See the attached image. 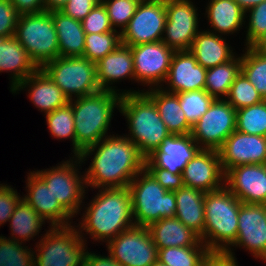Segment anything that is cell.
Masks as SVG:
<instances>
[{"mask_svg":"<svg viewBox=\"0 0 266 266\" xmlns=\"http://www.w3.org/2000/svg\"><path fill=\"white\" fill-rule=\"evenodd\" d=\"M204 197L205 192L185 185L175 191V217L197 233L202 242L205 221Z\"/></svg>","mask_w":266,"mask_h":266,"instance_id":"28","label":"cell"},{"mask_svg":"<svg viewBox=\"0 0 266 266\" xmlns=\"http://www.w3.org/2000/svg\"><path fill=\"white\" fill-rule=\"evenodd\" d=\"M99 192L85 208L82 222L76 228L79 227L80 234L83 230L89 233L94 241L108 243L135 225L131 194L128 186L101 188Z\"/></svg>","mask_w":266,"mask_h":266,"instance_id":"2","label":"cell"},{"mask_svg":"<svg viewBox=\"0 0 266 266\" xmlns=\"http://www.w3.org/2000/svg\"><path fill=\"white\" fill-rule=\"evenodd\" d=\"M110 254L122 266H151L158 260V249L148 227L132 226L107 243Z\"/></svg>","mask_w":266,"mask_h":266,"instance_id":"12","label":"cell"},{"mask_svg":"<svg viewBox=\"0 0 266 266\" xmlns=\"http://www.w3.org/2000/svg\"><path fill=\"white\" fill-rule=\"evenodd\" d=\"M224 186L242 203L266 204V164L239 165L228 169Z\"/></svg>","mask_w":266,"mask_h":266,"instance_id":"18","label":"cell"},{"mask_svg":"<svg viewBox=\"0 0 266 266\" xmlns=\"http://www.w3.org/2000/svg\"><path fill=\"white\" fill-rule=\"evenodd\" d=\"M241 72L266 100V54L247 46L241 56Z\"/></svg>","mask_w":266,"mask_h":266,"instance_id":"35","label":"cell"},{"mask_svg":"<svg viewBox=\"0 0 266 266\" xmlns=\"http://www.w3.org/2000/svg\"><path fill=\"white\" fill-rule=\"evenodd\" d=\"M0 236V266H34L35 253L21 242Z\"/></svg>","mask_w":266,"mask_h":266,"instance_id":"40","label":"cell"},{"mask_svg":"<svg viewBox=\"0 0 266 266\" xmlns=\"http://www.w3.org/2000/svg\"><path fill=\"white\" fill-rule=\"evenodd\" d=\"M157 249L168 247L206 246L200 236L178 218H163L148 226Z\"/></svg>","mask_w":266,"mask_h":266,"instance_id":"25","label":"cell"},{"mask_svg":"<svg viewBox=\"0 0 266 266\" xmlns=\"http://www.w3.org/2000/svg\"><path fill=\"white\" fill-rule=\"evenodd\" d=\"M9 222L12 240L21 241V243L31 240L45 224V220L23 198L17 204Z\"/></svg>","mask_w":266,"mask_h":266,"instance_id":"32","label":"cell"},{"mask_svg":"<svg viewBox=\"0 0 266 266\" xmlns=\"http://www.w3.org/2000/svg\"><path fill=\"white\" fill-rule=\"evenodd\" d=\"M206 71L189 50L175 51L165 80L168 88L163 90L170 93L205 90Z\"/></svg>","mask_w":266,"mask_h":266,"instance_id":"21","label":"cell"},{"mask_svg":"<svg viewBox=\"0 0 266 266\" xmlns=\"http://www.w3.org/2000/svg\"><path fill=\"white\" fill-rule=\"evenodd\" d=\"M240 204L225 186L205 193L203 243L211 253L225 252L234 256L231 246L237 237Z\"/></svg>","mask_w":266,"mask_h":266,"instance_id":"5","label":"cell"},{"mask_svg":"<svg viewBox=\"0 0 266 266\" xmlns=\"http://www.w3.org/2000/svg\"><path fill=\"white\" fill-rule=\"evenodd\" d=\"M188 124L192 127L215 100L206 90L176 93Z\"/></svg>","mask_w":266,"mask_h":266,"instance_id":"38","label":"cell"},{"mask_svg":"<svg viewBox=\"0 0 266 266\" xmlns=\"http://www.w3.org/2000/svg\"><path fill=\"white\" fill-rule=\"evenodd\" d=\"M59 43L61 57L83 56L85 32L81 21L65 15L60 10L51 11Z\"/></svg>","mask_w":266,"mask_h":266,"instance_id":"30","label":"cell"},{"mask_svg":"<svg viewBox=\"0 0 266 266\" xmlns=\"http://www.w3.org/2000/svg\"><path fill=\"white\" fill-rule=\"evenodd\" d=\"M258 52L266 54V32L252 45Z\"/></svg>","mask_w":266,"mask_h":266,"instance_id":"54","label":"cell"},{"mask_svg":"<svg viewBox=\"0 0 266 266\" xmlns=\"http://www.w3.org/2000/svg\"><path fill=\"white\" fill-rule=\"evenodd\" d=\"M121 44V32L85 34V48L83 57L92 62H98Z\"/></svg>","mask_w":266,"mask_h":266,"instance_id":"37","label":"cell"},{"mask_svg":"<svg viewBox=\"0 0 266 266\" xmlns=\"http://www.w3.org/2000/svg\"><path fill=\"white\" fill-rule=\"evenodd\" d=\"M150 89L144 93L154 102L167 130L171 134H190L192 127L186 120L177 94L167 92L162 87H153Z\"/></svg>","mask_w":266,"mask_h":266,"instance_id":"29","label":"cell"},{"mask_svg":"<svg viewBox=\"0 0 266 266\" xmlns=\"http://www.w3.org/2000/svg\"><path fill=\"white\" fill-rule=\"evenodd\" d=\"M119 112L125 116L130 135L127 136L147 158L171 133L167 130L154 102L144 91L124 90ZM130 136V137H129Z\"/></svg>","mask_w":266,"mask_h":266,"instance_id":"3","label":"cell"},{"mask_svg":"<svg viewBox=\"0 0 266 266\" xmlns=\"http://www.w3.org/2000/svg\"><path fill=\"white\" fill-rule=\"evenodd\" d=\"M14 37L38 68L60 56L51 11L19 15Z\"/></svg>","mask_w":266,"mask_h":266,"instance_id":"7","label":"cell"},{"mask_svg":"<svg viewBox=\"0 0 266 266\" xmlns=\"http://www.w3.org/2000/svg\"><path fill=\"white\" fill-rule=\"evenodd\" d=\"M226 98L225 100L236 110L249 107L264 100L242 72L235 78Z\"/></svg>","mask_w":266,"mask_h":266,"instance_id":"41","label":"cell"},{"mask_svg":"<svg viewBox=\"0 0 266 266\" xmlns=\"http://www.w3.org/2000/svg\"><path fill=\"white\" fill-rule=\"evenodd\" d=\"M13 3L19 15L36 14L46 11L44 0H9Z\"/></svg>","mask_w":266,"mask_h":266,"instance_id":"49","label":"cell"},{"mask_svg":"<svg viewBox=\"0 0 266 266\" xmlns=\"http://www.w3.org/2000/svg\"><path fill=\"white\" fill-rule=\"evenodd\" d=\"M218 152L224 173L239 165L266 164V137L235 130Z\"/></svg>","mask_w":266,"mask_h":266,"instance_id":"17","label":"cell"},{"mask_svg":"<svg viewBox=\"0 0 266 266\" xmlns=\"http://www.w3.org/2000/svg\"><path fill=\"white\" fill-rule=\"evenodd\" d=\"M166 23V0L141 2L127 27L121 33V43L135 46L163 39Z\"/></svg>","mask_w":266,"mask_h":266,"instance_id":"13","label":"cell"},{"mask_svg":"<svg viewBox=\"0 0 266 266\" xmlns=\"http://www.w3.org/2000/svg\"><path fill=\"white\" fill-rule=\"evenodd\" d=\"M69 0H44L46 11L60 10ZM99 3L101 0H97Z\"/></svg>","mask_w":266,"mask_h":266,"instance_id":"52","label":"cell"},{"mask_svg":"<svg viewBox=\"0 0 266 266\" xmlns=\"http://www.w3.org/2000/svg\"><path fill=\"white\" fill-rule=\"evenodd\" d=\"M37 69L25 48L14 36L0 38V73H11V91Z\"/></svg>","mask_w":266,"mask_h":266,"instance_id":"26","label":"cell"},{"mask_svg":"<svg viewBox=\"0 0 266 266\" xmlns=\"http://www.w3.org/2000/svg\"><path fill=\"white\" fill-rule=\"evenodd\" d=\"M232 246L244 247L266 262V204L241 202L237 237Z\"/></svg>","mask_w":266,"mask_h":266,"instance_id":"16","label":"cell"},{"mask_svg":"<svg viewBox=\"0 0 266 266\" xmlns=\"http://www.w3.org/2000/svg\"><path fill=\"white\" fill-rule=\"evenodd\" d=\"M75 226H53L41 237L34 266H84L86 238Z\"/></svg>","mask_w":266,"mask_h":266,"instance_id":"8","label":"cell"},{"mask_svg":"<svg viewBox=\"0 0 266 266\" xmlns=\"http://www.w3.org/2000/svg\"><path fill=\"white\" fill-rule=\"evenodd\" d=\"M26 190L22 197L44 220H49L51 227L71 225L73 218L54 198L46 183L33 171L27 175Z\"/></svg>","mask_w":266,"mask_h":266,"instance_id":"22","label":"cell"},{"mask_svg":"<svg viewBox=\"0 0 266 266\" xmlns=\"http://www.w3.org/2000/svg\"><path fill=\"white\" fill-rule=\"evenodd\" d=\"M236 130L266 137V100L236 110Z\"/></svg>","mask_w":266,"mask_h":266,"instance_id":"36","label":"cell"},{"mask_svg":"<svg viewBox=\"0 0 266 266\" xmlns=\"http://www.w3.org/2000/svg\"><path fill=\"white\" fill-rule=\"evenodd\" d=\"M97 82L101 90L112 91L122 95L115 89L113 82L131 78L135 80L133 55L130 46L120 44L111 53L96 62ZM118 91V92H117Z\"/></svg>","mask_w":266,"mask_h":266,"instance_id":"24","label":"cell"},{"mask_svg":"<svg viewBox=\"0 0 266 266\" xmlns=\"http://www.w3.org/2000/svg\"><path fill=\"white\" fill-rule=\"evenodd\" d=\"M151 266H166L163 263H161L159 260H157L156 262H154Z\"/></svg>","mask_w":266,"mask_h":266,"instance_id":"55","label":"cell"},{"mask_svg":"<svg viewBox=\"0 0 266 266\" xmlns=\"http://www.w3.org/2000/svg\"><path fill=\"white\" fill-rule=\"evenodd\" d=\"M93 152L92 163L84 174L87 188L126 187L145 169L146 158L125 135L107 136L84 149L78 155L81 163Z\"/></svg>","mask_w":266,"mask_h":266,"instance_id":"1","label":"cell"},{"mask_svg":"<svg viewBox=\"0 0 266 266\" xmlns=\"http://www.w3.org/2000/svg\"><path fill=\"white\" fill-rule=\"evenodd\" d=\"M21 197L11 186L0 184V226L8 222Z\"/></svg>","mask_w":266,"mask_h":266,"instance_id":"46","label":"cell"},{"mask_svg":"<svg viewBox=\"0 0 266 266\" xmlns=\"http://www.w3.org/2000/svg\"><path fill=\"white\" fill-rule=\"evenodd\" d=\"M225 173L217 150L200 149L182 172L183 184L205 193L224 186Z\"/></svg>","mask_w":266,"mask_h":266,"instance_id":"19","label":"cell"},{"mask_svg":"<svg viewBox=\"0 0 266 266\" xmlns=\"http://www.w3.org/2000/svg\"><path fill=\"white\" fill-rule=\"evenodd\" d=\"M167 191H177L184 186L182 174H174L163 168H145Z\"/></svg>","mask_w":266,"mask_h":266,"instance_id":"47","label":"cell"},{"mask_svg":"<svg viewBox=\"0 0 266 266\" xmlns=\"http://www.w3.org/2000/svg\"><path fill=\"white\" fill-rule=\"evenodd\" d=\"M121 96L101 90L70 100L75 123V156L108 136L113 111L116 107L119 109Z\"/></svg>","mask_w":266,"mask_h":266,"instance_id":"4","label":"cell"},{"mask_svg":"<svg viewBox=\"0 0 266 266\" xmlns=\"http://www.w3.org/2000/svg\"><path fill=\"white\" fill-rule=\"evenodd\" d=\"M130 48L133 55L135 80L151 88L161 87V83H164L167 78L175 50L168 47L162 40L130 46Z\"/></svg>","mask_w":266,"mask_h":266,"instance_id":"15","label":"cell"},{"mask_svg":"<svg viewBox=\"0 0 266 266\" xmlns=\"http://www.w3.org/2000/svg\"><path fill=\"white\" fill-rule=\"evenodd\" d=\"M206 13L208 22L214 29L210 31L220 35L240 31L247 18L246 12L234 0H210Z\"/></svg>","mask_w":266,"mask_h":266,"instance_id":"31","label":"cell"},{"mask_svg":"<svg viewBox=\"0 0 266 266\" xmlns=\"http://www.w3.org/2000/svg\"><path fill=\"white\" fill-rule=\"evenodd\" d=\"M84 266H122L119 264L110 254L108 256L96 255L95 253H89L88 250L85 256Z\"/></svg>","mask_w":266,"mask_h":266,"instance_id":"50","label":"cell"},{"mask_svg":"<svg viewBox=\"0 0 266 266\" xmlns=\"http://www.w3.org/2000/svg\"><path fill=\"white\" fill-rule=\"evenodd\" d=\"M81 24L85 34L117 31L113 29L107 11L101 2L81 21Z\"/></svg>","mask_w":266,"mask_h":266,"instance_id":"44","label":"cell"},{"mask_svg":"<svg viewBox=\"0 0 266 266\" xmlns=\"http://www.w3.org/2000/svg\"><path fill=\"white\" fill-rule=\"evenodd\" d=\"M245 12L265 0H234Z\"/></svg>","mask_w":266,"mask_h":266,"instance_id":"53","label":"cell"},{"mask_svg":"<svg viewBox=\"0 0 266 266\" xmlns=\"http://www.w3.org/2000/svg\"><path fill=\"white\" fill-rule=\"evenodd\" d=\"M249 24L246 34V46H252L266 32V0L249 9Z\"/></svg>","mask_w":266,"mask_h":266,"instance_id":"43","label":"cell"},{"mask_svg":"<svg viewBox=\"0 0 266 266\" xmlns=\"http://www.w3.org/2000/svg\"><path fill=\"white\" fill-rule=\"evenodd\" d=\"M44 115H46L48 129L53 137L57 139H72L73 156H75V123L72 105L68 103Z\"/></svg>","mask_w":266,"mask_h":266,"instance_id":"39","label":"cell"},{"mask_svg":"<svg viewBox=\"0 0 266 266\" xmlns=\"http://www.w3.org/2000/svg\"><path fill=\"white\" fill-rule=\"evenodd\" d=\"M101 3L107 11L113 29L117 30L116 27H121V33L127 27L139 4L137 0H101Z\"/></svg>","mask_w":266,"mask_h":266,"instance_id":"42","label":"cell"},{"mask_svg":"<svg viewBox=\"0 0 266 266\" xmlns=\"http://www.w3.org/2000/svg\"><path fill=\"white\" fill-rule=\"evenodd\" d=\"M235 130L236 109L222 98L213 101L209 109L192 126L190 135L201 149L218 151Z\"/></svg>","mask_w":266,"mask_h":266,"instance_id":"11","label":"cell"},{"mask_svg":"<svg viewBox=\"0 0 266 266\" xmlns=\"http://www.w3.org/2000/svg\"><path fill=\"white\" fill-rule=\"evenodd\" d=\"M70 160L62 161L60 165L51 167V169L34 172L46 183L59 204L72 217H75V214L77 215L82 209L80 205H82V200L85 198V188L87 186L85 175H82L83 177L81 174L78 175L77 164H81L80 158L75 156V159L73 157Z\"/></svg>","mask_w":266,"mask_h":266,"instance_id":"10","label":"cell"},{"mask_svg":"<svg viewBox=\"0 0 266 266\" xmlns=\"http://www.w3.org/2000/svg\"><path fill=\"white\" fill-rule=\"evenodd\" d=\"M211 252L207 246L158 249V260L166 266H205Z\"/></svg>","mask_w":266,"mask_h":266,"instance_id":"34","label":"cell"},{"mask_svg":"<svg viewBox=\"0 0 266 266\" xmlns=\"http://www.w3.org/2000/svg\"><path fill=\"white\" fill-rule=\"evenodd\" d=\"M41 69L72 100L101 91L96 63L83 56L61 57L47 62ZM76 96V97H75Z\"/></svg>","mask_w":266,"mask_h":266,"instance_id":"9","label":"cell"},{"mask_svg":"<svg viewBox=\"0 0 266 266\" xmlns=\"http://www.w3.org/2000/svg\"><path fill=\"white\" fill-rule=\"evenodd\" d=\"M139 3L141 2H151V1H156V0H137Z\"/></svg>","mask_w":266,"mask_h":266,"instance_id":"56","label":"cell"},{"mask_svg":"<svg viewBox=\"0 0 266 266\" xmlns=\"http://www.w3.org/2000/svg\"><path fill=\"white\" fill-rule=\"evenodd\" d=\"M29 85V86H28ZM28 88V95L36 108L45 114L53 112L57 108L67 105L70 100L51 78L38 68L32 75L21 81L11 92Z\"/></svg>","mask_w":266,"mask_h":266,"instance_id":"23","label":"cell"},{"mask_svg":"<svg viewBox=\"0 0 266 266\" xmlns=\"http://www.w3.org/2000/svg\"><path fill=\"white\" fill-rule=\"evenodd\" d=\"M200 149L190 134H171L145 159V168H163L182 174L186 164Z\"/></svg>","mask_w":266,"mask_h":266,"instance_id":"20","label":"cell"},{"mask_svg":"<svg viewBox=\"0 0 266 266\" xmlns=\"http://www.w3.org/2000/svg\"><path fill=\"white\" fill-rule=\"evenodd\" d=\"M198 14L190 0H166L162 41L175 51L190 50L198 31Z\"/></svg>","mask_w":266,"mask_h":266,"instance_id":"14","label":"cell"},{"mask_svg":"<svg viewBox=\"0 0 266 266\" xmlns=\"http://www.w3.org/2000/svg\"><path fill=\"white\" fill-rule=\"evenodd\" d=\"M241 72V56L207 69L205 90L215 99H226L232 83Z\"/></svg>","mask_w":266,"mask_h":266,"instance_id":"33","label":"cell"},{"mask_svg":"<svg viewBox=\"0 0 266 266\" xmlns=\"http://www.w3.org/2000/svg\"><path fill=\"white\" fill-rule=\"evenodd\" d=\"M128 189L136 226L148 227L160 219L175 217V191L164 189L146 169L132 179Z\"/></svg>","mask_w":266,"mask_h":266,"instance_id":"6","label":"cell"},{"mask_svg":"<svg viewBox=\"0 0 266 266\" xmlns=\"http://www.w3.org/2000/svg\"><path fill=\"white\" fill-rule=\"evenodd\" d=\"M222 35L207 31H199L191 45L190 52L198 64L205 69L213 68L231 60L234 56Z\"/></svg>","mask_w":266,"mask_h":266,"instance_id":"27","label":"cell"},{"mask_svg":"<svg viewBox=\"0 0 266 266\" xmlns=\"http://www.w3.org/2000/svg\"><path fill=\"white\" fill-rule=\"evenodd\" d=\"M98 3L97 0H69L60 11L75 20L82 21Z\"/></svg>","mask_w":266,"mask_h":266,"instance_id":"48","label":"cell"},{"mask_svg":"<svg viewBox=\"0 0 266 266\" xmlns=\"http://www.w3.org/2000/svg\"><path fill=\"white\" fill-rule=\"evenodd\" d=\"M19 14L9 0H0V38L14 36Z\"/></svg>","mask_w":266,"mask_h":266,"instance_id":"45","label":"cell"},{"mask_svg":"<svg viewBox=\"0 0 266 266\" xmlns=\"http://www.w3.org/2000/svg\"><path fill=\"white\" fill-rule=\"evenodd\" d=\"M205 266H238L235 256L225 252L210 253L206 259Z\"/></svg>","mask_w":266,"mask_h":266,"instance_id":"51","label":"cell"}]
</instances>
